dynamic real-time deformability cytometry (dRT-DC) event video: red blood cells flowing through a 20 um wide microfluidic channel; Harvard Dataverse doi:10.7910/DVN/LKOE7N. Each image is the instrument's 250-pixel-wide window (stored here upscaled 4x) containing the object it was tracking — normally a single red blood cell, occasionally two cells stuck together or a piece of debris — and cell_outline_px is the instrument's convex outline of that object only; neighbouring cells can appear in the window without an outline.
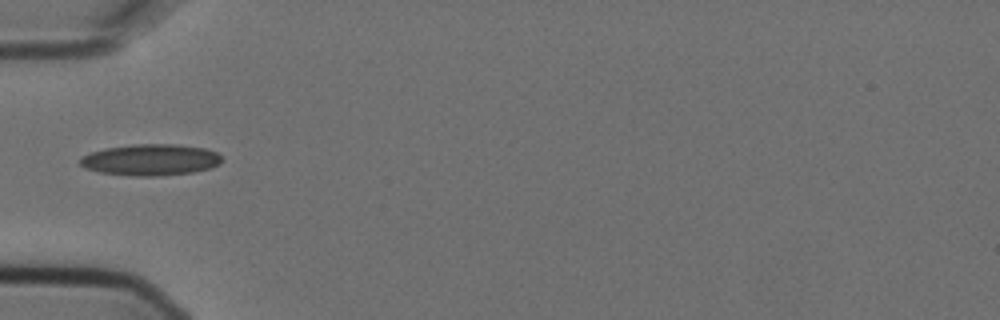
{"species": "Egyptian fruit bat (a non-hibernating species)", "species_latin": "Rousettus aegyptiacus", "temperature_condition": "cold", "stored_images_in_passage": 1, "camera_frame_rate_fps": 3000, "um_per_image_px": 0.085, "animal": {"sex": "female"}, "frame": {"image": 1, "passage_image": 1, "time_ms": 0.0, "image_size_px": [1000, 320], "cell_outline_px": [[220, 164], [212, 168], [192, 172], [156, 176], [136, 176], [100, 172], [84, 168], [80, 164], [80, 156], [104, 148], [132, 144], [176, 144], [204, 148], [216, 152], [220, 156]], "centroid_in_image_um": [12.78, 13.58], "position_along_channel_um": 72.2, "area_um2": 25.89}}